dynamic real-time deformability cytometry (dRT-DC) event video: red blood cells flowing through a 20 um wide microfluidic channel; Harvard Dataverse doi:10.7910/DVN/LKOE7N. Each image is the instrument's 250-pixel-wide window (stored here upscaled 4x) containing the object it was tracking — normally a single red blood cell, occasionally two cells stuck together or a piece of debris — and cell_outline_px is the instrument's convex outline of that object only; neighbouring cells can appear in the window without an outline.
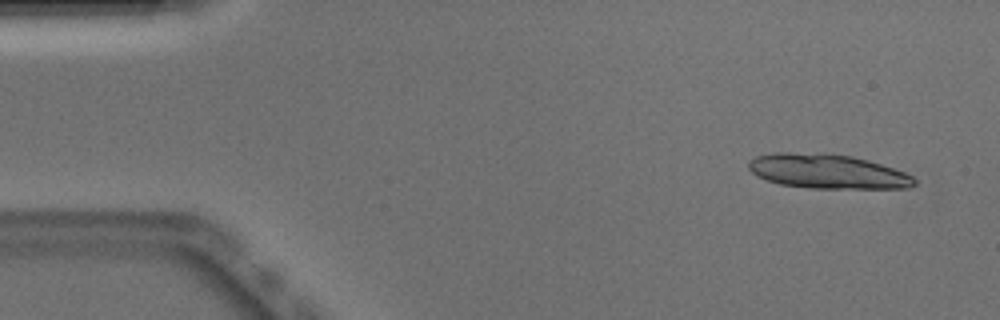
{"species": "Egyptian fruit bat (a non-hibernating species)", "species_latin": "Rousettus aegyptiacus", "temperature_condition": "warm", "stored_images_in_passage": 17, "segment_of_instrument_passage": [1, 2], "camera_frame_rate_fps": 3000, "um_per_image_px": 0.085, "animal": {"sex": "male"}, "frame": {"image": 1, "passage_image": 1, "time_ms": 0.0, "image_size_px": [1000, 320], "cell_outline_px": [[916, 184], [908, 188], [808, 188], [780, 184], [756, 176], [748, 168], [748, 164], [756, 156], [772, 152], [824, 152], [852, 156], [868, 160], [904, 172], [912, 176], [916, 180]], "centroid_in_image_um": [70.31, 14.56], "position_along_channel_um": 14.7, "area_um2": 33.41}}